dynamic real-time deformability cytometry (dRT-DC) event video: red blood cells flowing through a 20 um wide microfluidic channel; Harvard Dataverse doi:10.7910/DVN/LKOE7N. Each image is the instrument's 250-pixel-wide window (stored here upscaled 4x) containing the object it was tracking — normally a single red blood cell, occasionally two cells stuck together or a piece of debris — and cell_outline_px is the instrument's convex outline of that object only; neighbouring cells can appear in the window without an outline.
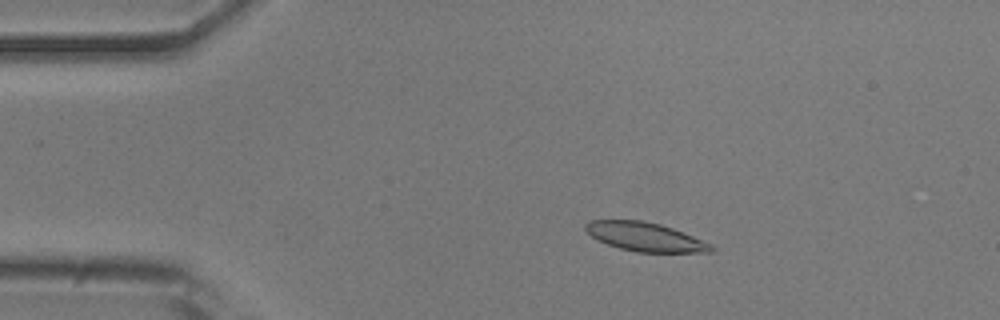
{"species": "common noctule bat (a hibernating species)", "species_latin": "Nyctalus noctula", "temperature_condition": "room temperature", "stored_images_in_passage": 4, "camera_frame_rate_fps": 3000, "um_per_image_px": 0.085, "animal": {"sex": "male", "body_mass_g": 20.5, "forearm_length_mm": 52.5}, "frame": {"image": 1, "passage_image": 2, "time_ms": 1.333, "image_size_px": [1000, 320], "cell_outline_px": [[716, 248], [712, 252], [636, 252], [620, 248], [608, 244], [592, 236], [584, 228], [584, 224], [588, 220], [640, 220], [660, 224], [672, 228], [712, 244]], "centroid_in_image_um": [54.84, 20.13], "position_along_channel_um": 30.2, "area_um2": 20.92}}